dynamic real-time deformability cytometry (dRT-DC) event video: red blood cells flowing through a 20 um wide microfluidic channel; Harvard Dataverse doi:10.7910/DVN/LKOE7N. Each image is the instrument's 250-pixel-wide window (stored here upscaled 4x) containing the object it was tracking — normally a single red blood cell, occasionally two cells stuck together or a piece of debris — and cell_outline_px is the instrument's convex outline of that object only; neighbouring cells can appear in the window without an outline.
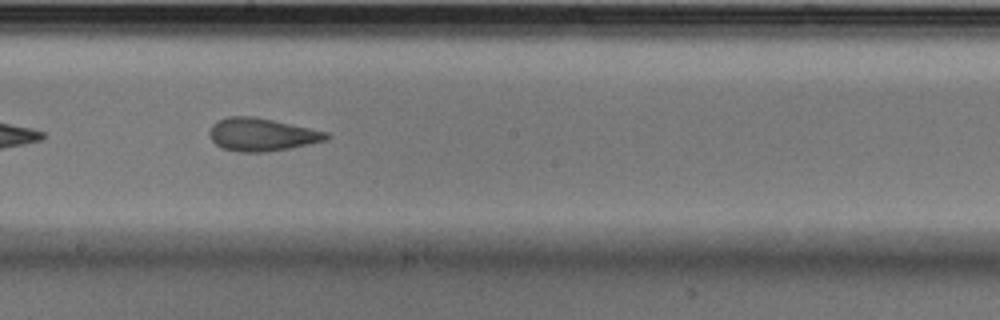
{"species": "Egyptian fruit bat (a non-hibernating species)", "species_latin": "Rousettus aegyptiacus", "temperature_condition": "cold", "stored_images_in_passage": 34, "camera_frame_rate_fps": 3000, "um_per_image_px": 0.085, "animal": {"sex": "male"}, "frame": {"image": 1, "passage_image": 15, "time_ms": 4.667, "image_size_px": [1000, 320], "cell_outline_px": [[332, 136], [328, 140], [288, 148], [264, 152], [240, 152], [220, 148], [212, 140], [208, 132], [212, 124], [216, 120], [228, 116], [256, 116], [328, 132]], "centroid_in_image_um": [22.23, 11.43], "position_along_channel_um": 226.0, "area_um2": 22.6}, "authors_computed_cell_mechanics": {"area_um2": 22.4553, "velocity_mm_per_s": 3.5718, "shape_relaxation_time_tau1_ms": null, "shape_relaxation_time_tau2_ms": 1.7539, "deformation_change_tau1": null, "deformation_change_tau2": 0.0881}}